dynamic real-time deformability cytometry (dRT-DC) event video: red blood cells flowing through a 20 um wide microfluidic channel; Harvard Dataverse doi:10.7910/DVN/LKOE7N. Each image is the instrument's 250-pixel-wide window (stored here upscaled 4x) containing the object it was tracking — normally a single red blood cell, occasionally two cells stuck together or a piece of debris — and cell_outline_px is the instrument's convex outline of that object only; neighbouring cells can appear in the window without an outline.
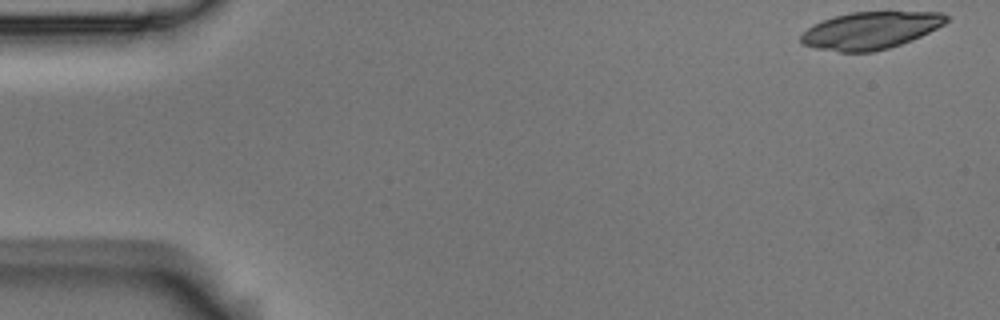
{"species": "Egyptian fruit bat (a non-hibernating species)", "species_latin": "Rousettus aegyptiacus", "temperature_condition": "room temperature", "stored_images_in_passage": 4, "camera_frame_rate_fps": 3000, "um_per_image_px": 0.085, "animal": {"sex": "male"}, "frame": {"image": 1, "passage_image": 1, "time_ms": 0.0, "image_size_px": [1000, 320], "cell_outline_px": [[948, 20], [944, 24], [912, 40], [888, 48], [872, 52], [840, 52], [816, 48], [804, 44], [800, 40], [800, 36], [812, 24], [832, 16], [852, 12], [940, 12], [948, 16]], "centroid_in_image_um": [73.97, 2.58], "position_along_channel_um": 11.0, "area_um2": 31.39}}